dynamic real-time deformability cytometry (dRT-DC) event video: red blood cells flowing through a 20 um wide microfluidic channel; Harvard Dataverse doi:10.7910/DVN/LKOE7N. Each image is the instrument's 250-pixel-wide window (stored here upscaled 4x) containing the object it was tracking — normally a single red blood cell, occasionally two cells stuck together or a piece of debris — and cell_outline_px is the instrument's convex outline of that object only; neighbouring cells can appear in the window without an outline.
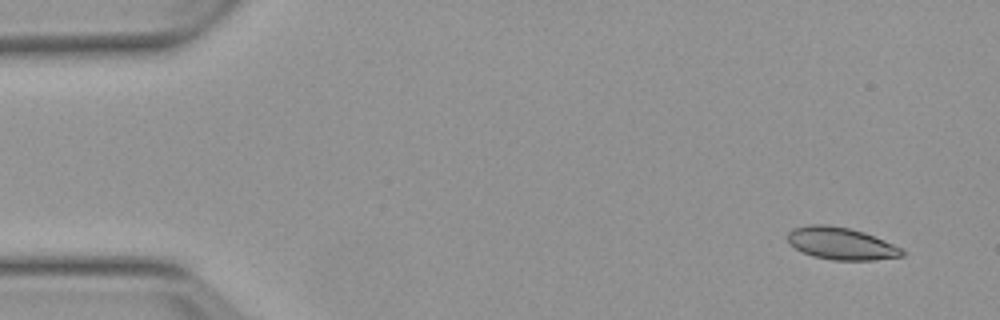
{"species": "Egyptian fruit bat (a non-hibernating species)", "species_latin": "Rousettus aegyptiacus", "temperature_condition": "warm", "stored_images_in_passage": 5, "camera_frame_rate_fps": 3000, "um_per_image_px": 0.085, "animal": {"sex": "female"}, "frame": {"image": 1, "passage_image": 1, "time_ms": 0.0, "image_size_px": [1000, 320], "cell_outline_px": [[908, 252], [904, 256], [872, 260], [832, 260], [812, 256], [788, 244], [788, 232], [792, 228], [808, 224], [824, 224], [848, 228], [864, 232], [884, 240]], "centroid_in_image_um": [71.48, 20.7], "position_along_channel_um": 13.5, "area_um2": 21.56}}
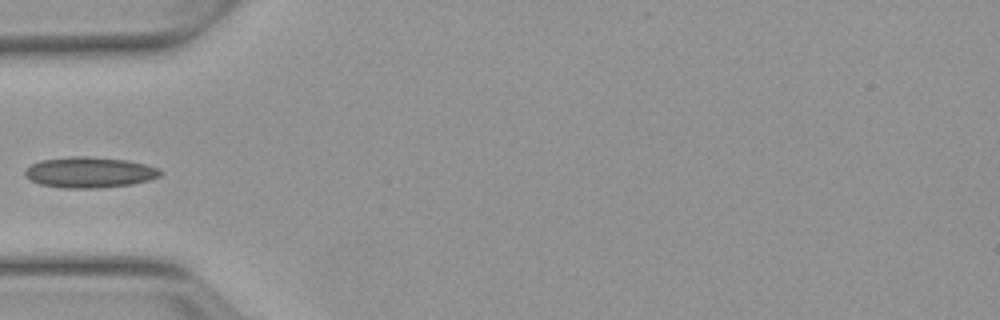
{"frame": {"image": 2, "passage_image": 4, "time_ms": 4.667, "image_size_px": [1000, 320], "cell_outline_px": [[164, 172], [160, 176], [148, 180], [132, 184], [96, 188], [64, 188], [40, 184], [28, 180], [24, 176], [24, 172], [32, 164], [40, 160], [72, 156], [88, 156], [128, 160], [160, 168]], "centroid_in_image_um": [7.61, 14.64], "position_along_channel_um": 77.4, "area_um2": 24.39}}
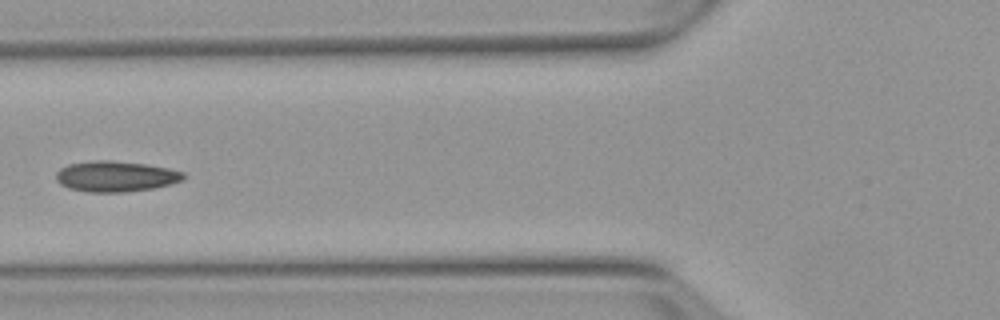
{"frame": {"image": 3, "passage_image": 5, "time_ms": 5.667, "image_size_px": [1000, 320], "cell_outline_px": [[184, 180], [172, 184], [152, 188], [124, 192], [88, 192], [68, 188], [60, 184], [56, 180], [56, 172], [60, 168], [68, 164], [96, 160], [112, 160], [148, 164], [168, 168], [184, 172]], "centroid_in_image_um": [9.83, 14.98], "position_along_channel_um": 116.0, "area_um2": 22.95}}